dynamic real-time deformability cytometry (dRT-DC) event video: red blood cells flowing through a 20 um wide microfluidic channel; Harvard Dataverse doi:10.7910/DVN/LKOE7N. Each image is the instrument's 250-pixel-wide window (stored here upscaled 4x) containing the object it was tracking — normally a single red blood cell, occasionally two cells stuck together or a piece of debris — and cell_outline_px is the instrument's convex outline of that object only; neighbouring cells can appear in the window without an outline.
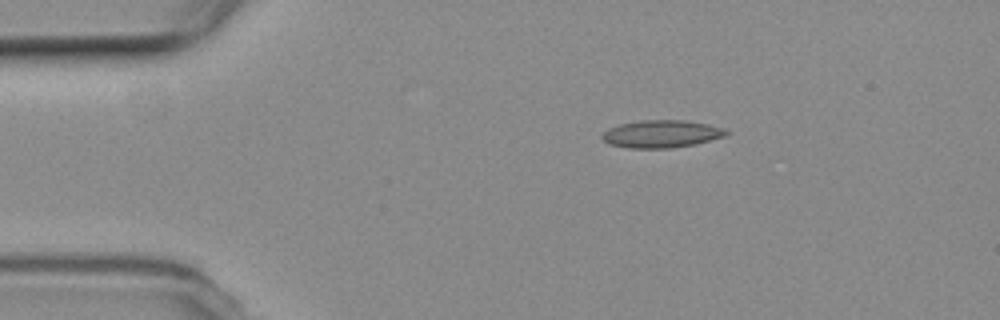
{"species": "common noctule bat (a hibernating species)", "species_latin": "Nyctalus noctula", "temperature_condition": "room temperature", "stored_images_in_passage": 3, "camera_frame_rate_fps": 3000, "um_per_image_px": 0.085, "animal": {"sex": "female", "body_mass_g": 19.3, "forearm_length_mm": 54.1}, "frame": {"image": 1, "passage_image": 1, "time_ms": 0.0, "image_size_px": [1000, 320], "cell_outline_px": [[732, 132], [728, 136], [692, 144], [668, 148], [628, 148], [608, 144], [600, 136], [604, 132], [620, 124], [640, 120], [684, 120], [708, 124]], "centroid_in_image_um": [56.24, 11.38], "position_along_channel_um": 28.8, "area_um2": 19.77}}
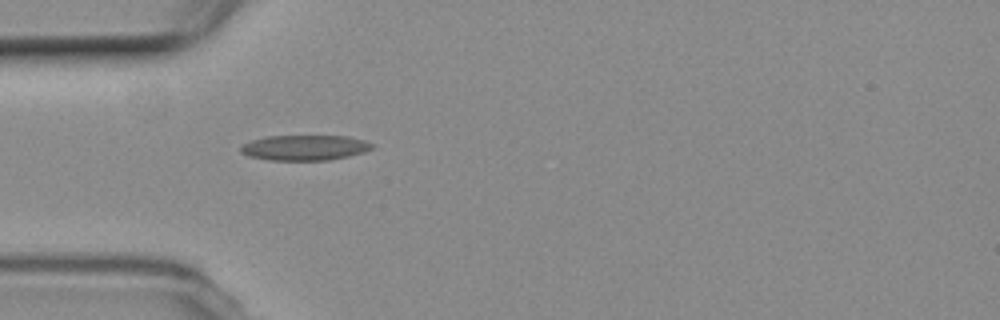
{"frame": {"image": 2, "passage_image": 3, "time_ms": 2.333, "image_size_px": [1000, 320], "cell_outline_px": [[372, 148], [364, 152], [348, 156], [328, 160], [268, 160], [248, 156], [240, 152], [240, 148], [244, 144], [252, 140], [268, 136], [348, 136], [364, 140], [372, 144]], "centroid_in_image_um": [25.88, 12.55], "position_along_channel_um": 59.1, "area_um2": 19.25}}